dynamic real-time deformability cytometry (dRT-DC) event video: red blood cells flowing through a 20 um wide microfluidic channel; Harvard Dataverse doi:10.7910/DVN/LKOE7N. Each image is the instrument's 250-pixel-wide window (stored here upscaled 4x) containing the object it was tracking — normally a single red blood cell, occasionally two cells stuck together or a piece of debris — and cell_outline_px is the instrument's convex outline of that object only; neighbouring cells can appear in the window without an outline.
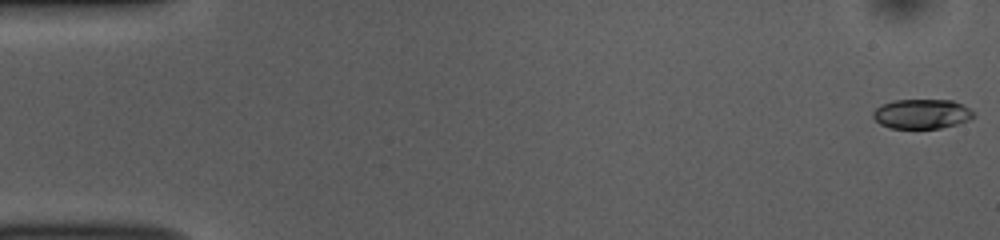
{"species": "common noctule bat (a hibernating species)", "species_latin": "Nyctalus noctula", "temperature_condition": "room temperature", "stored_images_in_passage": 50, "camera_frame_rate_fps": 3000, "um_per_image_px": 0.085, "animal": {"sex": "female", "body_mass_g": 10.0, "forearm_length_mm": 53.1}, "frame": {"image": 1, "passage_image": 1, "time_ms": 0.0, "image_size_px": [1000, 240], "cell_outline_px": [[976, 116], [968, 120], [956, 124], [940, 128], [888, 128], [880, 124], [872, 116], [872, 112], [880, 104], [892, 100], [952, 100], [964, 104]], "centroid_in_image_um": [78.32, 9.67], "position_along_channel_um": 6.7, "area_um2": 17.46}}
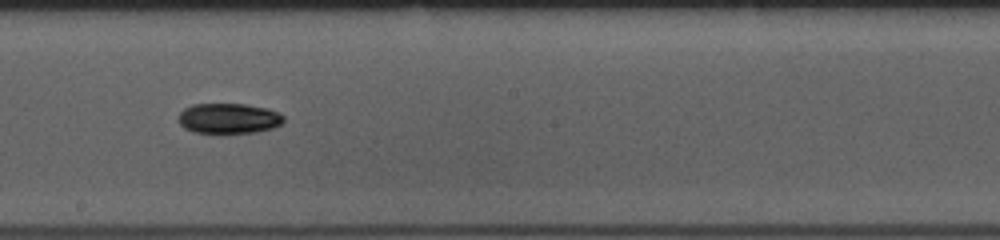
{"frame": {"image": 2, "passage_image": 29, "time_ms": 9.333, "image_size_px": [1000, 240], "cell_outline_px": [[284, 120], [280, 124], [272, 128], [256, 132], [192, 132], [184, 128], [180, 124], [180, 112], [184, 108], [192, 104], [244, 104], [268, 108], [284, 116]], "centroid_in_image_um": [19.43, 10.05], "position_along_channel_um": 228.8, "area_um2": 18.32}}
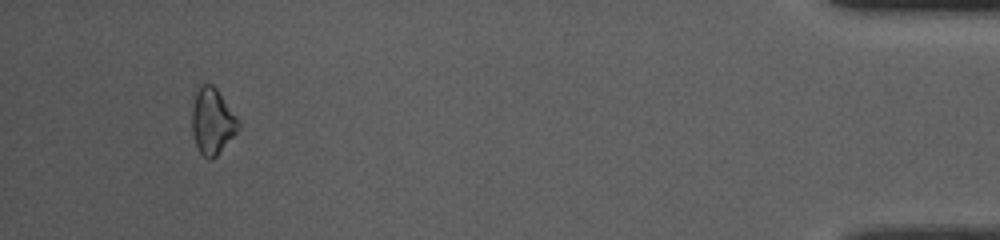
{"frame": {"image": 3, "passage_image": 49, "time_ms": 16.0, "image_size_px": [1000, 240], "cell_outline_px": [[240, 128], [216, 156], [212, 160], [208, 160], [200, 152], [196, 144], [192, 132], [192, 92], [200, 80], [212, 84], [216, 88], [236, 116], [240, 124]], "centroid_in_image_um": [18.0, 10.22], "position_along_channel_um": 417.2, "area_um2": 18.32}}